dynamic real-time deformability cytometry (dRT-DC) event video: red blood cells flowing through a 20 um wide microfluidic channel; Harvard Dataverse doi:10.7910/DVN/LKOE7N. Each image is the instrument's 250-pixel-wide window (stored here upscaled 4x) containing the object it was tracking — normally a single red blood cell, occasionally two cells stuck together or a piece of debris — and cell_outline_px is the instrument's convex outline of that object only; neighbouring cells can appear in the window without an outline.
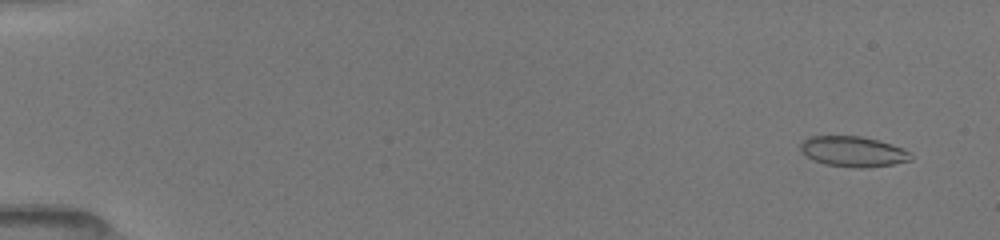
{"species": "common noctule bat (a hibernating species)", "species_latin": "Nyctalus noctula", "temperature_condition": "room temperature", "stored_images_in_passage": 51, "camera_frame_rate_fps": 3000, "um_per_image_px": 0.085, "animal": {"sex": "female", "body_mass_g": 19.5, "forearm_length_mm": 54.1}, "frame": {"image": 1, "passage_image": 3, "time_ms": 0.667, "image_size_px": [1000, 240], "cell_outline_px": [[912, 160], [892, 164], [864, 168], [856, 168], [824, 164], [812, 160], [800, 152], [800, 144], [808, 136], [860, 136], [880, 140], [904, 148], [912, 152]], "centroid_in_image_um": [72.52, 12.88], "position_along_channel_um": 12.5, "area_um2": 19.88}}
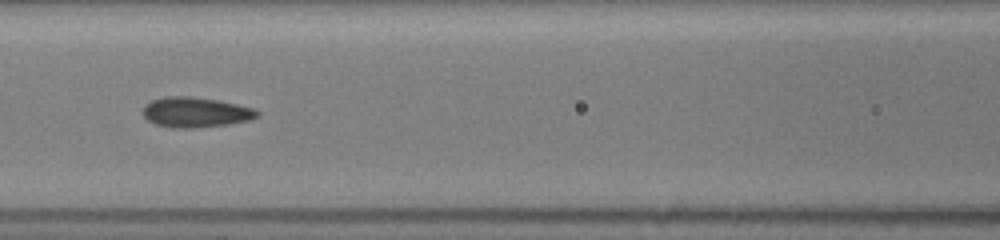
{"frame": {"image": 2, "passage_image": 24, "time_ms": 7.667, "image_size_px": [1000, 240], "cell_outline_px": [[260, 116], [248, 120], [228, 124], [192, 128], [172, 128], [156, 124], [148, 120], [144, 116], [144, 104], [152, 100], [164, 96], [192, 96], [220, 100], [256, 108], [260, 112]], "centroid_in_image_um": [16.66, 9.53], "position_along_channel_um": 149.9, "area_um2": 20.29}}
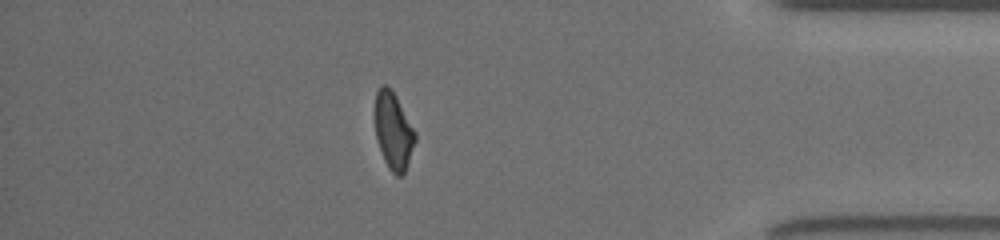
{"frame": {"image": 3, "passage_image": 45, "time_ms": 14.667, "image_size_px": [1000, 240], "cell_outline_px": [[416, 140], [404, 172], [400, 176], [396, 176], [388, 168], [384, 160], [376, 136], [372, 112], [376, 92], [380, 84], [384, 84], [392, 88], [416, 132]], "centroid_in_image_um": [33.39, 11.04], "position_along_channel_um": 401.8, "area_um2": 18.5}, "authors_computed_cell_mechanics": {"area_um2": 19.4208, "velocity_mm_per_s": 4.0568, "shape_relaxation_time_tau1_ms": null, "shape_relaxation_time_tau2_ms": 1.4537, "deformation_change_tau1": null, "deformation_change_tau2": 0.072}}